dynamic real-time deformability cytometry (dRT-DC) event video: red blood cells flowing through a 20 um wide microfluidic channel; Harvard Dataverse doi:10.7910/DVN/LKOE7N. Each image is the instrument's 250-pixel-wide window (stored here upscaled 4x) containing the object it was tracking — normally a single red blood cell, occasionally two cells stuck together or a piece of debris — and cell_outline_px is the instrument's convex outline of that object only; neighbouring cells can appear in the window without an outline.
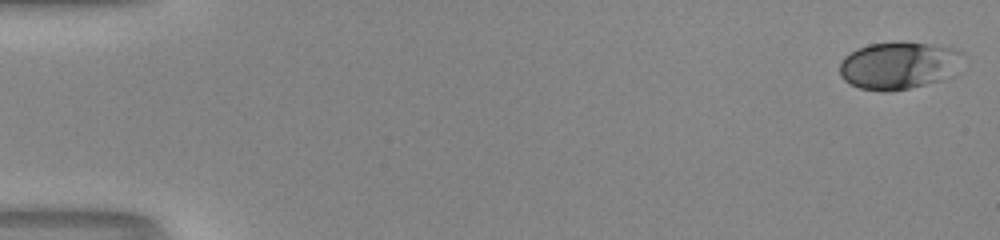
{"species": "human", "species_latin": "Homo sapiens", "temperature_condition": "room temperature", "stored_images_in_passage": 52, "camera_frame_rate_fps": 3000, "um_per_image_px": 0.085, "donor": {"sex": "male"}, "frame": {"image": 1, "passage_image": 1, "time_ms": 0.0, "image_size_px": [1000, 240], "cell_outline_px": [[964, 52], [956, 76], [908, 88], [888, 92], [884, 92], [860, 88], [844, 80], [840, 76], [840, 64], [844, 56], [856, 48], [868, 44], [900, 40], [956, 48]], "centroid_in_image_um": [76.42, 5.54], "position_along_channel_um": 8.6, "area_um2": 34.74}}
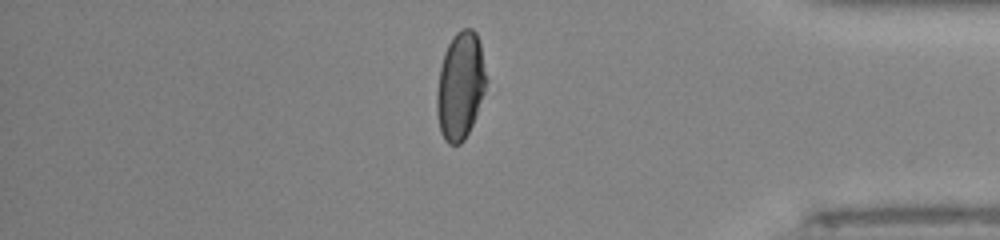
{"frame": {"image": 2, "passage_image": 44, "time_ms": 14.333, "image_size_px": [1000, 240], "cell_outline_px": [[488, 80], [484, 92], [472, 124], [464, 140], [460, 144], [448, 144], [444, 140], [440, 132], [436, 112], [436, 92], [440, 68], [444, 52], [452, 36], [460, 28], [472, 28], [476, 32], [480, 44]], "centroid_in_image_um": [39.12, 7.27], "position_along_channel_um": 396.1, "area_um2": 31.21}}
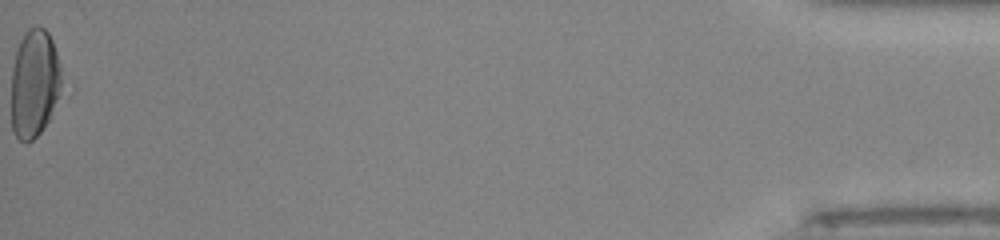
{"frame": {"image": 3, "passage_image": 52, "time_ms": 17.0, "image_size_px": [1000, 240], "cell_outline_px": [[60, 84], [48, 120], [44, 128], [32, 140], [24, 144], [12, 132], [12, 68], [16, 52], [20, 40], [24, 32], [28, 28], [44, 28], [48, 32], [52, 40], [56, 52], [60, 68]], "centroid_in_image_um": [2.88, 7.09], "position_along_channel_um": 432.3, "area_um2": 31.04}, "authors_computed_cell_mechanics": {"area_um2": 32.9749, "velocity_mm_per_s": 4.1352, "shape_relaxation_time_tau1_ms": 7.6513, "shape_relaxation_time_tau2_ms": null, "deformation_change_tau1": 0.2504, "deformation_change_tau2": null}}